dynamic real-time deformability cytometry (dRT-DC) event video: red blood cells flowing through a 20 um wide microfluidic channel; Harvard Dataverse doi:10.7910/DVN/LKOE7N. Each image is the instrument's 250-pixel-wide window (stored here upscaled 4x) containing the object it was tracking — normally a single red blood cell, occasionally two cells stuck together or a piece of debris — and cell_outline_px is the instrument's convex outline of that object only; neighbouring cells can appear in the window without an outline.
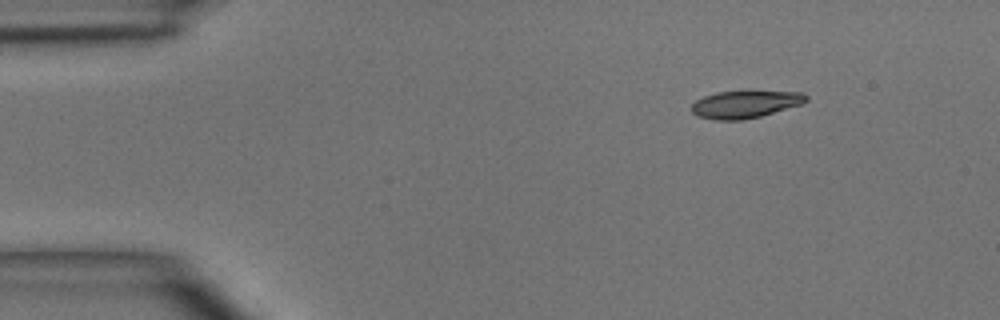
{"species": "common noctule bat (a hibernating species)", "species_latin": "Nyctalus noctula", "temperature_condition": "room temperature", "stored_images_in_passage": 3, "camera_frame_rate_fps": 3000, "um_per_image_px": 0.085, "animal": {"sex": "male", "body_mass_g": 15.6}, "frame": {"image": 1, "passage_image": 1, "time_ms": 0.0, "image_size_px": [1000, 320], "cell_outline_px": [[808, 100], [800, 104], [760, 116], [744, 120], [716, 120], [696, 116], [692, 112], [692, 104], [696, 100], [704, 96], [716, 92], [748, 88], [804, 92], [808, 96]], "centroid_in_image_um": [63.37, 8.8], "position_along_channel_um": 21.6, "area_um2": 19.25}}